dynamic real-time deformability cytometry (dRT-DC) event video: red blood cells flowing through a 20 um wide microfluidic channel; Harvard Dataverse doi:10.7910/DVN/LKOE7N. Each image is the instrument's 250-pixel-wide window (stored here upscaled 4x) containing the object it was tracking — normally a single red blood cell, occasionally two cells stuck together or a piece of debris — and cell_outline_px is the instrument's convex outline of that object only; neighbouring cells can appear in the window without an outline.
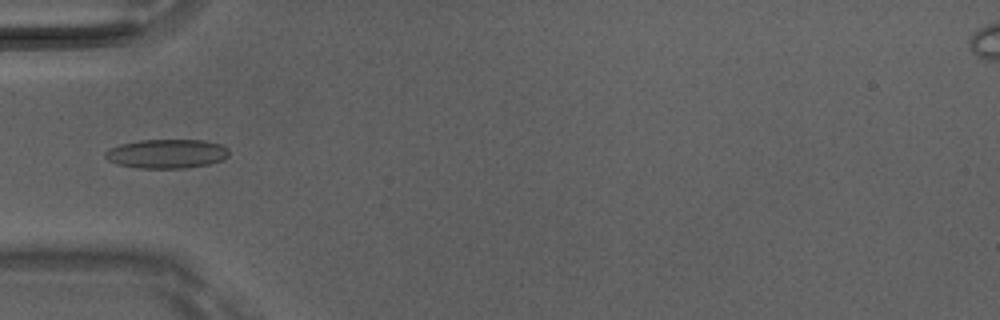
{"species": "Egyptian fruit bat (a non-hibernating species)", "species_latin": "Rousettus aegyptiacus", "temperature_condition": "room temperature", "stored_images_in_passage": 5, "camera_frame_rate_fps": 3000, "um_per_image_px": 0.085, "animal": {"sex": "male"}, "frame": {"image": 1, "passage_image": 5, "time_ms": 1.333, "image_size_px": [1000, 320], "cell_outline_px": [[228, 156], [224, 160], [208, 164], [184, 168], [140, 168], [116, 164], [108, 160], [104, 156], [104, 152], [120, 144], [140, 140], [204, 140], [220, 144], [228, 148]], "centroid_in_image_um": [14.18, 13.07], "position_along_channel_um": 70.8, "area_um2": 20.98}}